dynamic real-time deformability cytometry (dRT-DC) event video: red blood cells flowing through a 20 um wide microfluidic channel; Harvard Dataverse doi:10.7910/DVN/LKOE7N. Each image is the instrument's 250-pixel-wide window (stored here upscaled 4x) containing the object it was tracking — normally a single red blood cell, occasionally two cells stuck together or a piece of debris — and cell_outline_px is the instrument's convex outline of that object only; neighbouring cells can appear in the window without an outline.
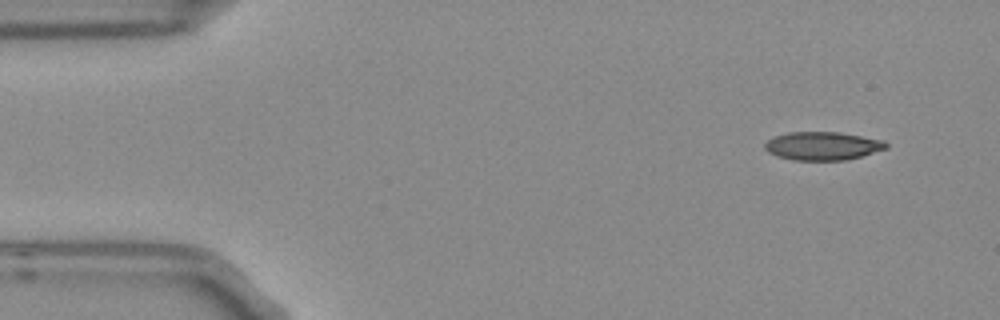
{"species": "Egyptian fruit bat (a non-hibernating species)", "species_latin": "Rousettus aegyptiacus", "temperature_condition": "room temperature", "stored_images_in_passage": 5, "segment_of_instrument_passage": [1, 2], "camera_frame_rate_fps": 3000, "um_per_image_px": 0.085, "frame": {"image": 1, "passage_image": 1, "time_ms": 0.0, "image_size_px": [1000, 320], "cell_outline_px": [[888, 148], [860, 156], [844, 160], [792, 160], [776, 156], [768, 152], [764, 148], [764, 144], [772, 136], [788, 132], [840, 132], [884, 140], [888, 144]], "centroid_in_image_um": [69.89, 12.4], "position_along_channel_um": 15.1, "area_um2": 20.11}}
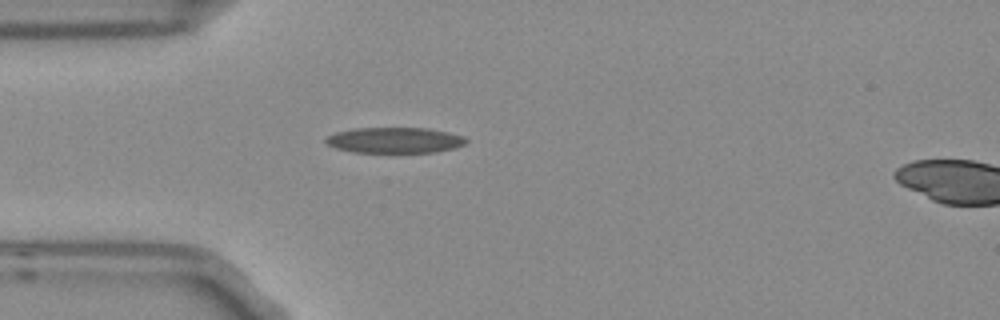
{"frame": {"image": 2, "passage_image": 4, "time_ms": 1.0, "image_size_px": [1000, 320], "cell_outline_px": [[468, 140], [464, 144], [456, 148], [436, 152], [352, 152], [336, 148], [324, 144], [324, 140], [328, 136], [336, 132], [352, 128], [428, 128], [448, 132], [464, 136]], "centroid_in_image_um": [33.54, 11.91], "position_along_channel_um": 51.5, "area_um2": 21.15}}